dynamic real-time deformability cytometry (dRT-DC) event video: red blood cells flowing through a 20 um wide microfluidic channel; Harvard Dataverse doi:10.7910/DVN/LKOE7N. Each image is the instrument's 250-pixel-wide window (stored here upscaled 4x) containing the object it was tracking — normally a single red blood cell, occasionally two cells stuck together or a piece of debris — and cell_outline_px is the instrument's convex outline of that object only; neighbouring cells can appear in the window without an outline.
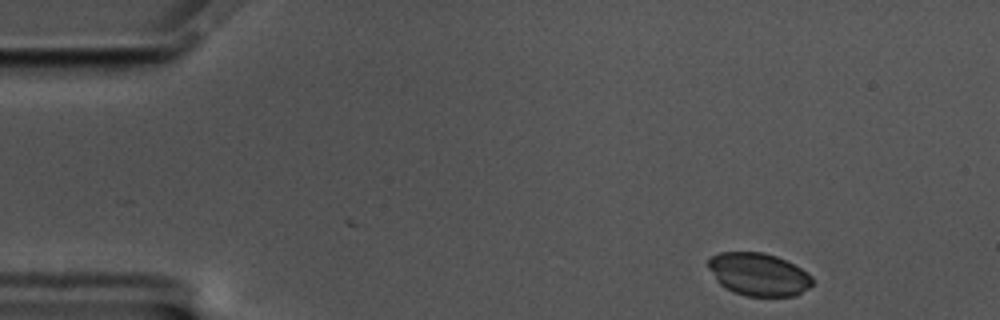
{"species": "common noctule bat (a hibernating species)", "species_latin": "Nyctalus noctula", "temperature_condition": "cold", "stored_images_in_passage": 53, "camera_frame_rate_fps": 3000, "um_per_image_px": 0.085, "animal": {"sex": "male", "body_mass_g": 17.5, "forearm_length_mm": 52.3}, "frame": {"image": 1, "passage_image": 1, "time_ms": 0.0, "image_size_px": [1000, 320], "cell_outline_px": [[812, 284], [808, 288], [796, 296], [744, 296], [732, 292], [724, 288], [716, 280], [708, 268], [708, 260], [712, 256], [720, 252], [764, 252], [776, 256], [808, 272], [812, 276]], "centroid_in_image_um": [64.46, 23.33], "position_along_channel_um": 20.5, "area_um2": 26.07}}
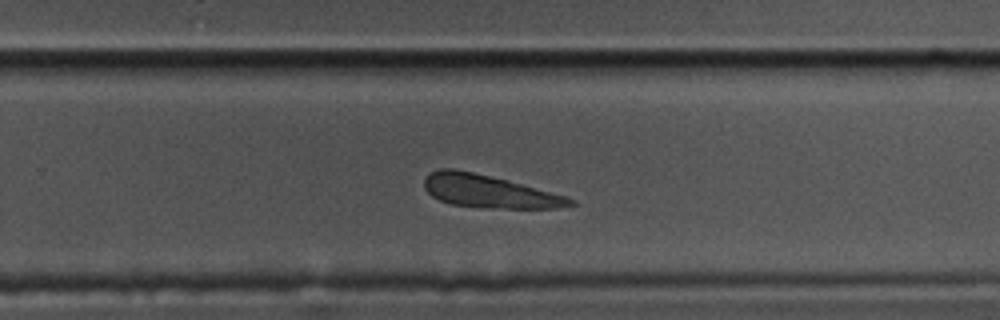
{"frame": {"image": 2, "passage_image": 32, "time_ms": 10.333, "image_size_px": [1000, 320], "cell_outline_px": [[576, 204], [556, 208], [488, 208], [452, 204], [440, 200], [432, 196], [424, 188], [424, 180], [428, 172], [440, 168], [456, 168], [508, 180], [568, 196], [576, 200]], "centroid_in_image_um": [41.57, 16.25], "position_along_channel_um": 288.2, "area_um2": 28.03}}
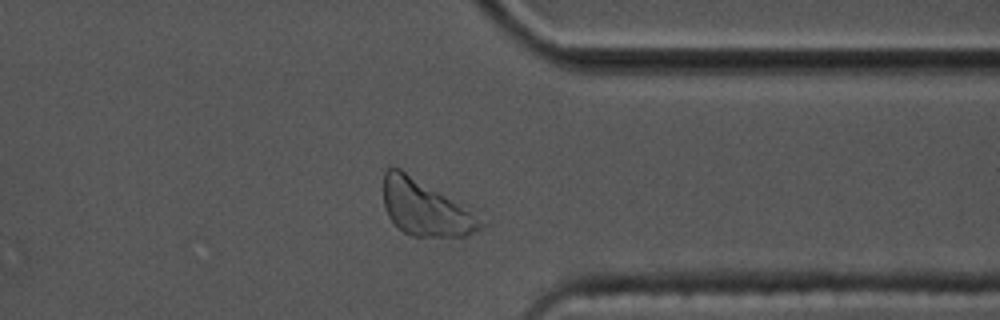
{"frame": {"image": 3, "passage_image": 40, "time_ms": 13.0, "image_size_px": [1000, 320], "cell_outline_px": [[488, 224], [464, 236], [412, 236], [396, 228], [388, 216], [384, 208], [384, 172], [388, 168], [400, 168]], "centroid_in_image_um": [36.05, 17.71], "position_along_channel_um": 375.4, "area_um2": 30.23}, "authors_computed_cell_mechanics": {"area_um2": 28.7266, "velocity_mm_per_s": 3.4145, "shape_relaxation_time_tau1_ms": 1.5135, "shape_relaxation_time_tau2_ms": 3.8062, "deformation_change_tau1": null, "deformation_change_tau2": 0.1509}}